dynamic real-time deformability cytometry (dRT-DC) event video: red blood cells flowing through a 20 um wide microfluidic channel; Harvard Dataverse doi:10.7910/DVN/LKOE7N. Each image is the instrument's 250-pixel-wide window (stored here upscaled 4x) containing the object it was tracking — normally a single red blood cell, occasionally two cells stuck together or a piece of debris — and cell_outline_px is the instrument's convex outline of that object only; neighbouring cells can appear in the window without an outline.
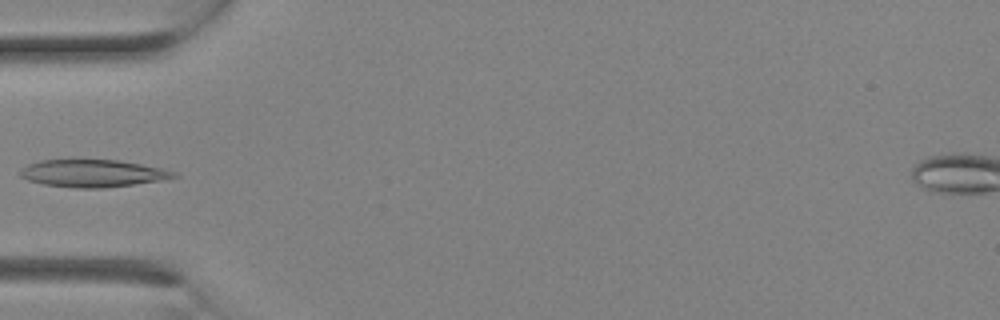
{"species": "Egyptian fruit bat (a non-hibernating species)", "species_latin": "Rousettus aegyptiacus", "temperature_condition": "room temperature", "stored_images_in_passage": 15, "camera_frame_rate_fps": 3000, "um_per_image_px": 0.085, "animal": {"sex": "female"}, "frame": {"image": 1, "passage_image": 8, "time_ms": 2.333, "image_size_px": [1000, 320], "cell_outline_px": [[180, 176], [160, 180], [104, 188], [76, 188], [44, 184], [28, 180], [20, 176], [20, 172], [28, 164], [40, 160], [72, 156], [116, 160], [164, 168], [176, 172]], "centroid_in_image_um": [7.84, 14.68], "position_along_channel_um": 77.2, "area_um2": 25.37}}
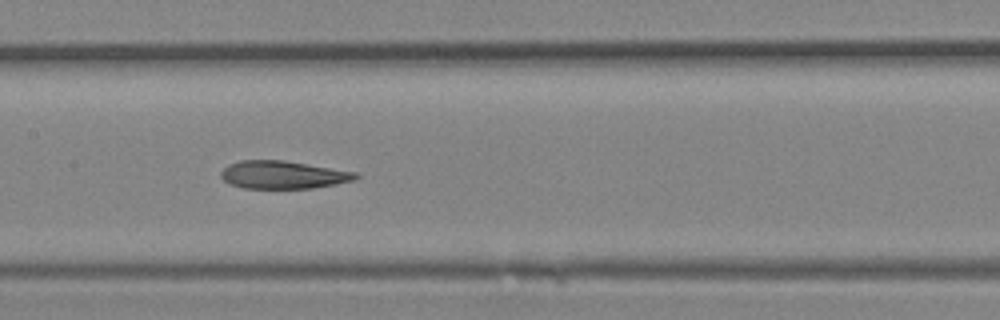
{"frame": {"image": 2, "passage_image": 12, "time_ms": 3.667, "image_size_px": [1000, 320], "cell_outline_px": [[360, 176], [356, 180], [336, 184], [312, 188], [244, 188], [228, 184], [220, 176], [220, 172], [228, 164], [240, 160], [284, 160], [356, 172]], "centroid_in_image_um": [24.05, 14.86], "position_along_channel_um": 183.4, "area_um2": 21.96}}
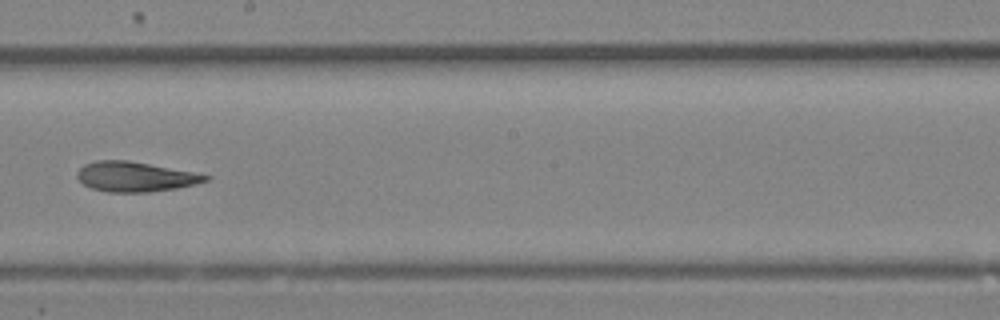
{"frame": {"image": 3, "passage_image": 14, "time_ms": 4.333, "image_size_px": [1000, 320], "cell_outline_px": [[212, 176], [208, 180], [176, 188], [148, 192], [108, 192], [92, 188], [84, 184], [76, 176], [76, 172], [84, 164], [96, 160], [128, 160], [192, 172]], "centroid_in_image_um": [11.44, 15.01], "position_along_channel_um": 236.8, "area_um2": 22.08}}